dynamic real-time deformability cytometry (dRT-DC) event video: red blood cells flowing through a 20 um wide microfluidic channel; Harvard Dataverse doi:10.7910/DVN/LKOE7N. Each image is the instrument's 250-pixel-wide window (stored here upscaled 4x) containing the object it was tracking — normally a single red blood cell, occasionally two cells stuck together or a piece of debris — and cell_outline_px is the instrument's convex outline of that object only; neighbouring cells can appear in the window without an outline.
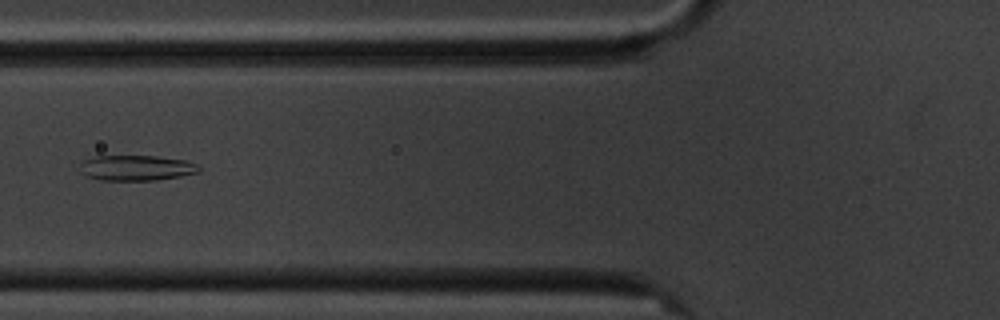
{"species": "common noctule bat (a hibernating species)", "species_latin": "Nyctalus noctula", "temperature_condition": "cold", "stored_images_in_passage": 8, "camera_frame_rate_fps": 3000, "um_per_image_px": 0.085, "animal": {"sex": "male", "body_mass_g": 20.1, "forearm_length_mm": 53.5}, "frame": {"image": 1, "passage_image": 5, "time_ms": 4.667, "image_size_px": [1000, 320], "cell_outline_px": [[200, 172], [180, 176], [156, 180], [100, 180], [88, 176], [80, 172], [80, 164], [84, 160], [96, 156], [156, 156], [188, 160], [196, 164], [200, 168]], "centroid_in_image_um": [11.61, 14.27], "position_along_channel_um": 114.2, "area_um2": 17.63}}
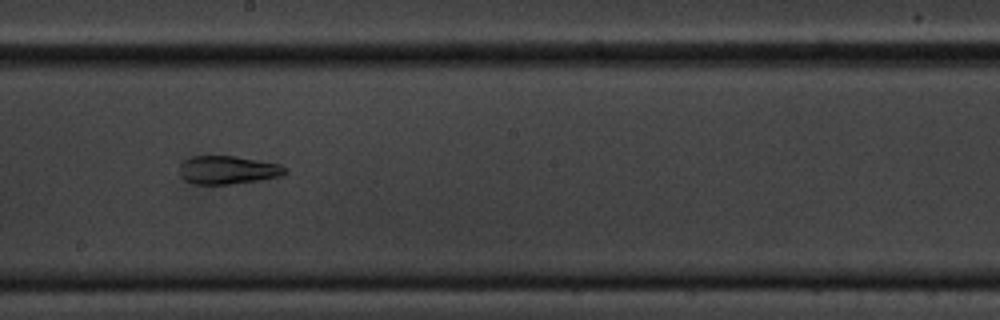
{"frame": {"image": 2, "passage_image": 8, "time_ms": 8.0, "image_size_px": [1000, 320], "cell_outline_px": [[288, 172], [284, 176], [264, 180], [232, 184], [196, 184], [184, 180], [180, 176], [180, 164], [184, 160], [192, 156], [236, 156], [280, 164], [288, 168]], "centroid_in_image_um": [19.43, 14.45], "position_along_channel_um": 228.8, "area_um2": 17.74}}